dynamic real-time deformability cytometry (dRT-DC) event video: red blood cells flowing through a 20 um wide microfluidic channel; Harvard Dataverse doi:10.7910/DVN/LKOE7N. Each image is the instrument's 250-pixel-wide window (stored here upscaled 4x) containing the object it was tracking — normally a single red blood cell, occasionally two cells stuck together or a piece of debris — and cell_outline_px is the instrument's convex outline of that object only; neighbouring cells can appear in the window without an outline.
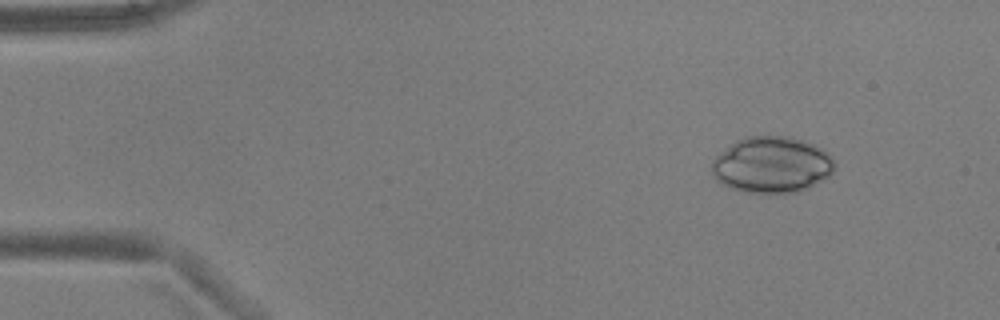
{"species": "common noctule bat (a hibernating species)", "species_latin": "Nyctalus noctula", "temperature_condition": "warm", "stored_images_in_passage": 8, "camera_frame_rate_fps": 3000, "um_per_image_px": 0.085, "animal": {"sex": "male", "body_mass_g": 17.9, "forearm_length_mm": 54.2}, "frame": {"image": 1, "passage_image": 1, "time_ms": 0.0, "image_size_px": [1000, 320], "cell_outline_px": [[836, 164], [832, 172], [828, 176], [808, 188], [800, 192], [768, 196], [744, 192], [728, 188], [716, 180], [712, 176], [712, 160], [720, 152], [736, 140], [748, 136], [784, 136], [800, 140], [812, 144], [828, 152]], "centroid_in_image_um": [65.57, 14.06], "position_along_channel_um": 19.4, "area_um2": 40.98}}
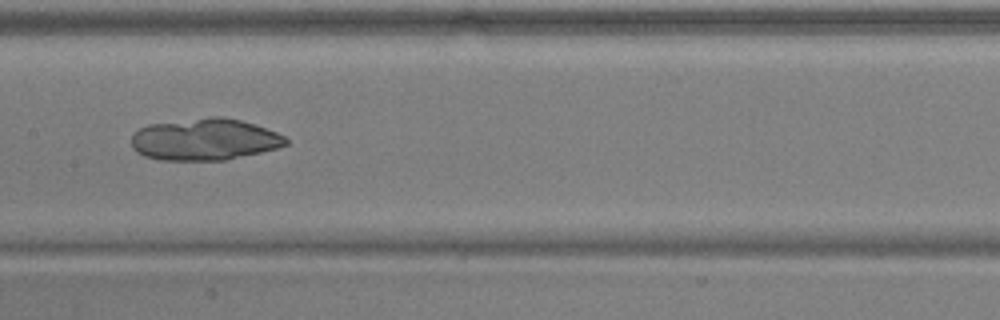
{"frame": {"image": 2, "passage_image": 6, "time_ms": 1.667, "image_size_px": [1000, 320], "cell_outline_px": [[288, 144], [276, 148], [260, 152], [224, 160], [160, 160], [144, 156], [136, 152], [132, 148], [132, 136], [140, 128], [148, 124], [208, 116], [220, 116], [240, 120], [276, 132], [284, 136], [288, 140]], "centroid_in_image_um": [17.36, 11.85], "position_along_channel_um": 190.0, "area_um2": 37.51}}
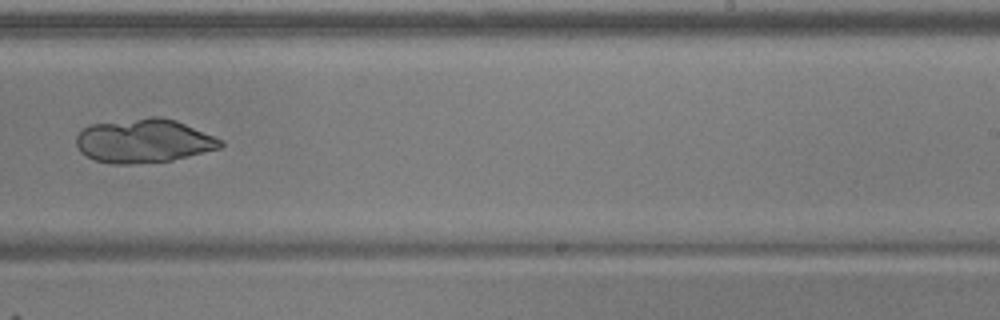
{"frame": {"image": 3, "passage_image": 8, "time_ms": 2.333, "image_size_px": [1000, 320], "cell_outline_px": [[224, 144], [220, 148], [172, 160], [132, 164], [112, 164], [96, 160], [80, 152], [76, 144], [76, 136], [88, 124], [152, 116], [160, 116], [176, 120], [224, 140]], "centroid_in_image_um": [12.22, 11.96], "position_along_channel_um": 276.8, "area_um2": 36.99}}